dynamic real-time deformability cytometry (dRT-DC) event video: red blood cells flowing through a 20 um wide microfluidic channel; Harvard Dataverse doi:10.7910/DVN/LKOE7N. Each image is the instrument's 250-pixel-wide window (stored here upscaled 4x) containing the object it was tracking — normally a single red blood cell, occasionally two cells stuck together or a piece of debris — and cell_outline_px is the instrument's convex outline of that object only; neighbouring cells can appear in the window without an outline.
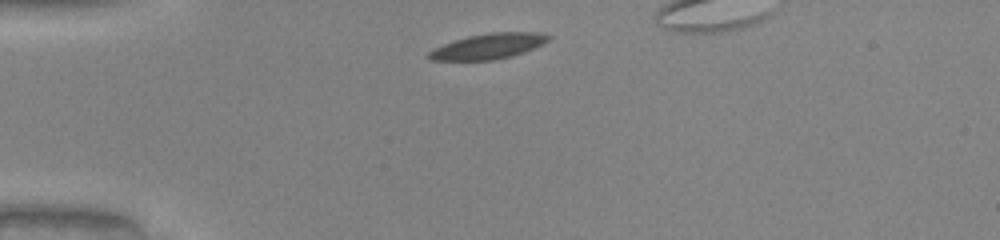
{"species": "common noctule bat (a hibernating species)", "species_latin": "Nyctalus noctula", "temperature_condition": "warm", "stored_images_in_passage": 33, "camera_frame_rate_fps": 3000, "um_per_image_px": 0.085, "animal": {"sex": "male", "body_mass_g": 20.0, "forearm_length_mm": 53.3}, "frame": {"image": 1, "passage_image": 1, "time_ms": 0.0, "image_size_px": [1000, 240], "cell_outline_px": [[552, 36], [544, 44], [524, 52], [512, 56], [492, 60], [432, 60], [428, 56], [428, 52], [444, 44], [468, 36], [492, 32], [540, 32]], "centroid_in_image_um": [41.57, 3.92], "position_along_channel_um": 43.4, "area_um2": 17.57}}
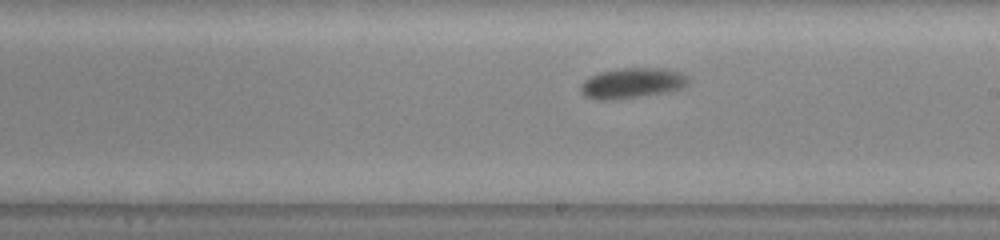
{"frame": {"image": 2, "passage_image": 18, "time_ms": 5.667, "image_size_px": [1000, 240], "cell_outline_px": [[688, 84], [684, 88], [664, 92], [640, 96], [612, 100], [596, 100], [584, 96], [580, 92], [580, 84], [588, 76], [600, 72], [624, 68], [664, 68], [680, 72], [688, 76]], "centroid_in_image_um": [53.7, 7.06], "position_along_channel_um": 235.3, "area_um2": 19.19}}
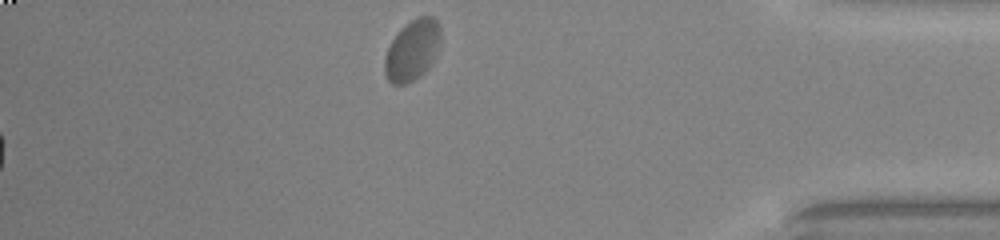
{"frame": {"image": 3, "passage_image": 33, "time_ms": 10.667, "image_size_px": [1000, 240], "cell_outline_px": [[440, 48], [432, 64], [420, 76], [404, 84], [392, 84], [388, 80], [384, 72], [384, 60], [388, 48], [392, 40], [400, 28], [404, 24], [416, 16], [432, 16], [440, 24]], "centroid_in_image_um": [35.07, 4.24], "position_along_channel_um": 400.1, "area_um2": 20.11}, "authors_computed_cell_mechanics": {"area_um2": 18.3226, "velocity_mm_per_s": 3.9367, "shape_relaxation_time_tau1_ms": 5.1576, "shape_relaxation_time_tau2_ms": null, "deformation_change_tau1": 0.177, "deformation_change_tau2": null}}